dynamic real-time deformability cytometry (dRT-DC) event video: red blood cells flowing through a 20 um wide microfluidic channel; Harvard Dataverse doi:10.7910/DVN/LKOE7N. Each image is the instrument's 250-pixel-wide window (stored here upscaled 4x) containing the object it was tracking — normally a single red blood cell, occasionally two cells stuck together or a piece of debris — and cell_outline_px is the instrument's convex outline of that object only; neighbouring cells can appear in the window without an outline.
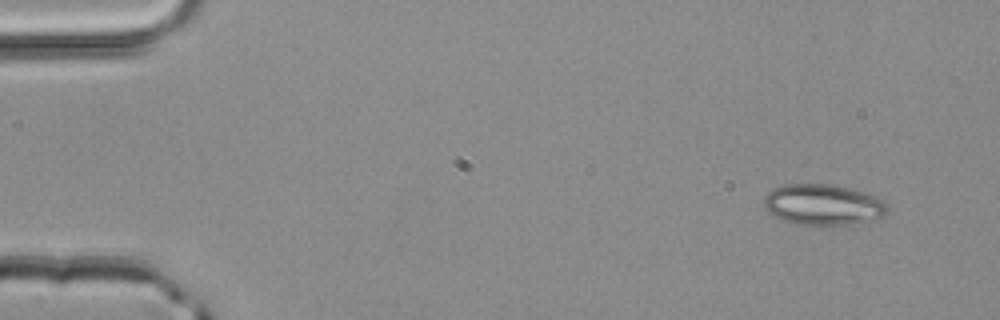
{"species": "common noctule bat (a hibernating species)", "species_latin": "Nyctalus noctula", "temperature_condition": "room temperature", "stored_images_in_passage": 3, "camera_frame_rate_fps": 3000, "um_per_image_px": 0.085, "animal": {"sex": "male", "body_mass_g": 20.4}, "frame": {"image": 1, "passage_image": 1, "time_ms": 0.0, "image_size_px": [1000, 320], "cell_outline_px": [[888, 212], [884, 216], [848, 224], [796, 224], [784, 220], [768, 212], [764, 208], [764, 196], [772, 188], [784, 184], [828, 184], [848, 188], [876, 196], [884, 200], [888, 204]], "centroid_in_image_um": [69.94, 17.38], "position_along_channel_um": 15.1, "area_um2": 29.13}}